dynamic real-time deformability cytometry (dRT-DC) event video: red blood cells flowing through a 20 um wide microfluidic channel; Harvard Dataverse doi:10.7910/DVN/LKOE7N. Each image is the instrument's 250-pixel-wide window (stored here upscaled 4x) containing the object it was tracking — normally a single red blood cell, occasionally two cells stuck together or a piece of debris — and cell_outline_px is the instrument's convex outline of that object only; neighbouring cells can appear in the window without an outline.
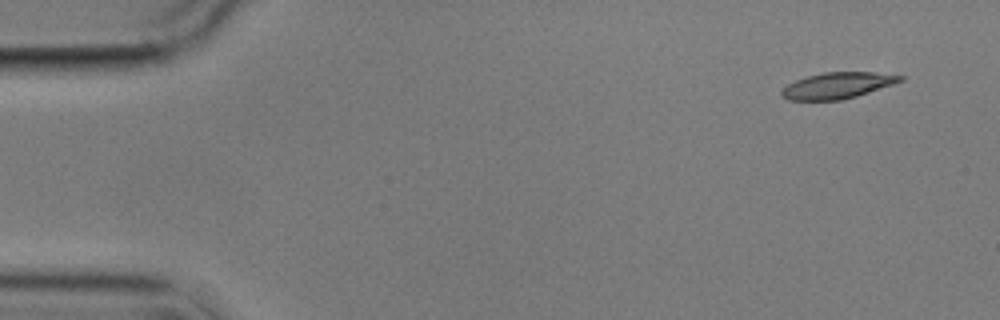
{"species": "common noctule bat (a hibernating species)", "species_latin": "Nyctalus noctula", "temperature_condition": "cold", "stored_images_in_passage": 7, "camera_frame_rate_fps": 3000, "um_per_image_px": 0.085, "animal": {"sex": "male", "body_mass_g": 17.9}, "frame": {"image": 1, "passage_image": 2, "time_ms": 1.0, "image_size_px": [1000, 320], "cell_outline_px": [[904, 80], [856, 96], [840, 100], [788, 100], [780, 96], [780, 92], [788, 84], [796, 80], [808, 76], [824, 72], [872, 72], [904, 76]], "centroid_in_image_um": [71.15, 7.27], "position_along_channel_um": 13.9, "area_um2": 17.86}}
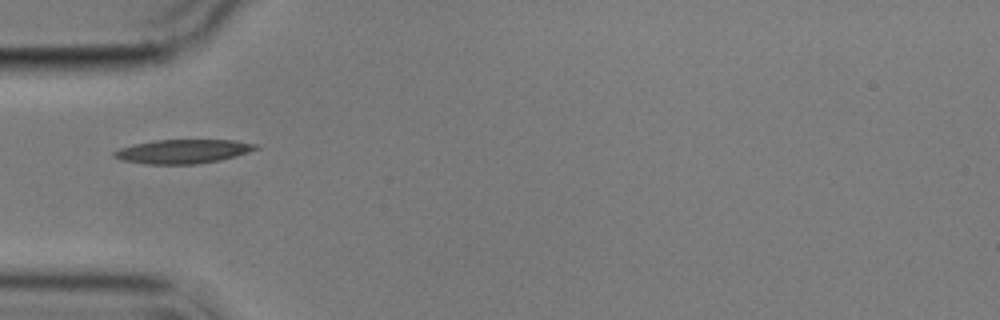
{"frame": {"image": 2, "passage_image": 6, "time_ms": 5.667, "image_size_px": [1000, 320], "cell_outline_px": [[260, 148], [236, 156], [220, 160], [196, 164], [144, 164], [120, 160], [112, 156], [112, 152], [120, 148], [132, 144], [156, 140], [236, 140], [256, 144]], "centroid_in_image_um": [15.52, 12.87], "position_along_channel_um": 69.5, "area_um2": 19.94}}
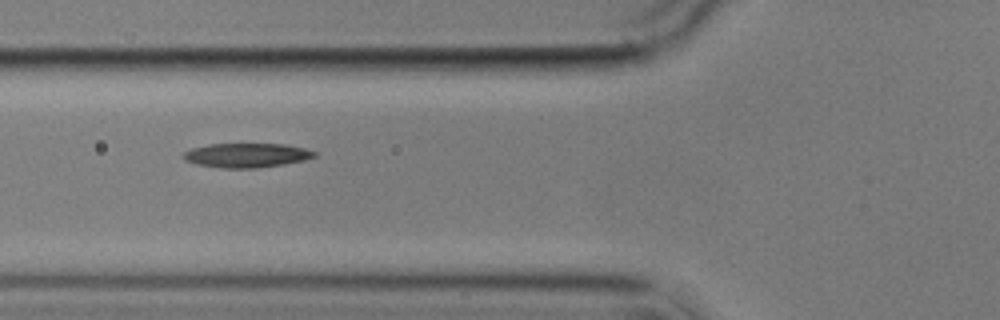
{"frame": {"image": 3, "passage_image": 7, "time_ms": 6.667, "image_size_px": [1000, 320], "cell_outline_px": [[316, 156], [304, 160], [284, 164], [256, 168], [220, 168], [196, 164], [184, 160], [180, 156], [184, 152], [192, 148], [208, 144], [284, 144], [304, 148], [316, 152]], "centroid_in_image_um": [20.92, 13.2], "position_along_channel_um": 104.9, "area_um2": 18.61}}